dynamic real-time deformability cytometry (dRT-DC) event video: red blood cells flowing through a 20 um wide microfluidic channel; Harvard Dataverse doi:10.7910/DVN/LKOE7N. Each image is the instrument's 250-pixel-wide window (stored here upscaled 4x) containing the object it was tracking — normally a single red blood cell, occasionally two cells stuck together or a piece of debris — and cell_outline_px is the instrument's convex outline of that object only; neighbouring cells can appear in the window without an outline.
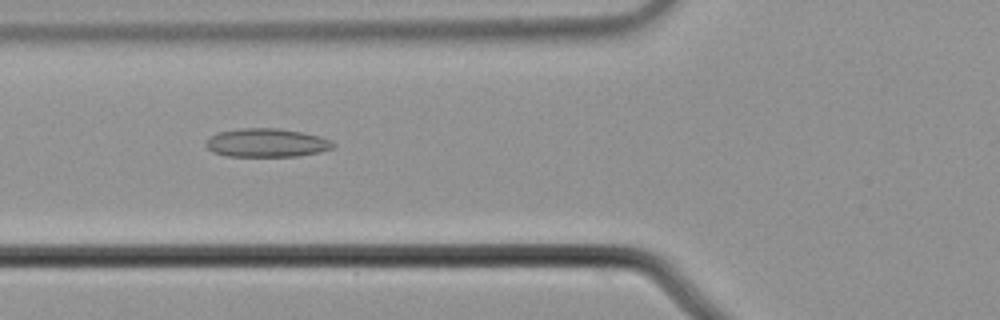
{"species": "common noctule bat (a hibernating species)", "species_latin": "Nyctalus noctula", "temperature_condition": "cold", "stored_images_in_passage": 41, "camera_frame_rate_fps": 3000, "um_per_image_px": 0.085, "animal": {"sex": "male", "body_mass_g": 21.5, "forearm_length_mm": 52.0}, "frame": {"image": 1, "passage_image": 7, "time_ms": 2.0, "image_size_px": [1000, 320], "cell_outline_px": [[336, 144], [332, 148], [320, 152], [300, 156], [224, 156], [212, 152], [204, 144], [208, 136], [216, 132], [240, 128], [280, 128], [304, 132], [320, 136], [332, 140]], "centroid_in_image_um": [22.65, 12.13], "position_along_channel_um": 103.2, "area_um2": 21.62}}
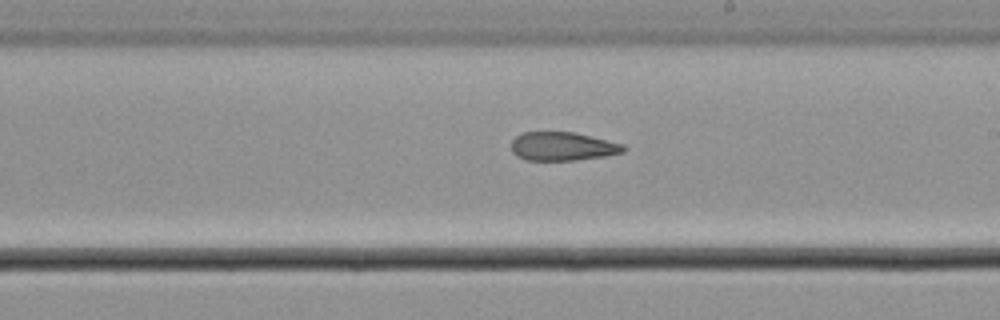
{"frame": {"image": 2, "passage_image": 18, "time_ms": 5.667, "image_size_px": [1000, 320], "cell_outline_px": [[628, 148], [624, 152], [604, 156], [572, 160], [528, 160], [516, 156], [512, 152], [512, 140], [520, 132], [576, 132], [624, 144]], "centroid_in_image_um": [47.83, 12.43], "position_along_channel_um": 241.2, "area_um2": 18.79}}
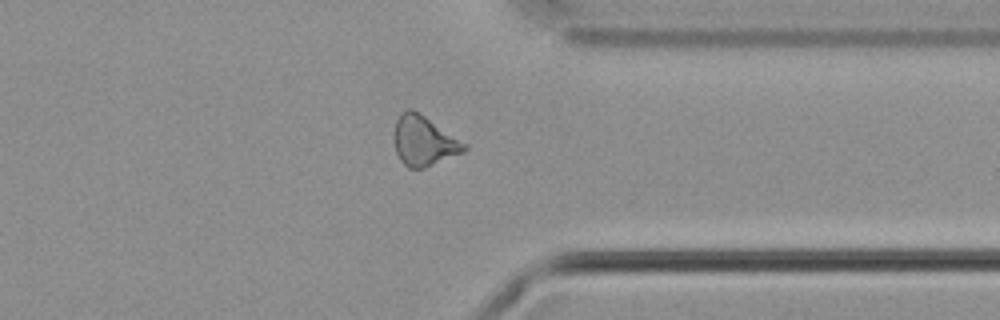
{"frame": {"image": 3, "passage_image": 29, "time_ms": 9.333, "image_size_px": [1000, 320], "cell_outline_px": [[468, 148], [464, 152], [424, 168], [408, 168], [400, 160], [396, 152], [396, 120], [400, 112], [408, 108], [412, 108], [468, 144]], "centroid_in_image_um": [36.06, 11.97], "position_along_channel_um": 375.3, "area_um2": 20.17}, "authors_computed_cell_mechanics": {"area_um2": 19.941, "velocity_mm_per_s": 3.7581, "shape_relaxation_time_tau1_ms": null, "shape_relaxation_time_tau2_ms": 2.9109, "deformation_change_tau1": null, "deformation_change_tau2": 0.1046}}